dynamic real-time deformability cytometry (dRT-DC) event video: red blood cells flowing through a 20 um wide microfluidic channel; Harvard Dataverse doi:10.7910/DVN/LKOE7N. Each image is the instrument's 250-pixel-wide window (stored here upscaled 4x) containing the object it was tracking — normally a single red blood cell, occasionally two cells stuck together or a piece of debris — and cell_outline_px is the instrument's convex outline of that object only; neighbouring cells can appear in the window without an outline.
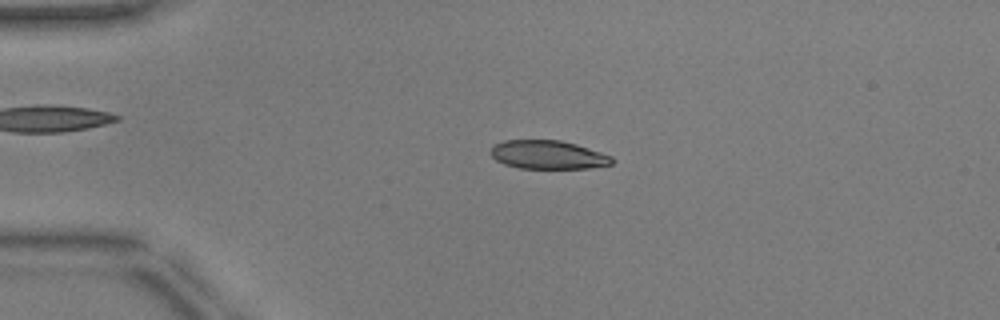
{"species": "common noctule bat (a hibernating species)", "species_latin": "Nyctalus noctula", "temperature_condition": "warm", "stored_images_in_passage": 50, "camera_frame_rate_fps": 3000, "um_per_image_px": 0.085, "animal": {"sex": "male", "body_mass_g": 17.9, "forearm_length_mm": 54.2}, "frame": {"image": 1, "passage_image": 11, "time_ms": 3.333, "image_size_px": [1000, 320], "cell_outline_px": [[616, 160], [612, 164], [588, 168], [520, 168], [504, 164], [496, 160], [488, 152], [492, 144], [504, 140], [560, 140], [576, 144], [612, 156]], "centroid_in_image_um": [46.54, 13.15], "position_along_channel_um": 38.5, "area_um2": 20.35}}
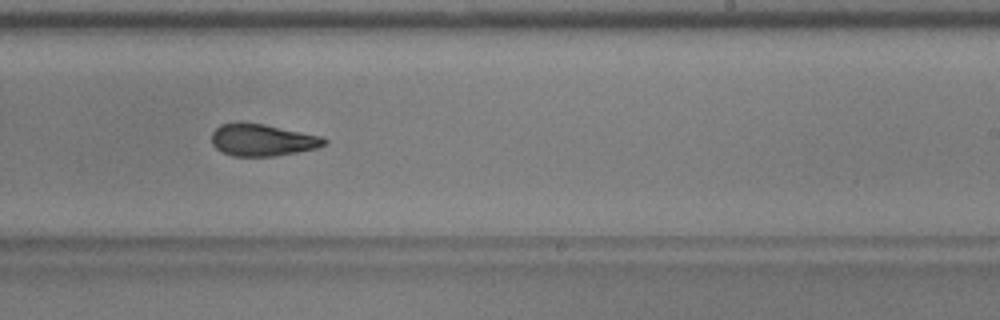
{"frame": {"image": 2, "passage_image": 31, "time_ms": 10.0, "image_size_px": [1000, 320], "cell_outline_px": [[328, 144], [316, 148], [276, 156], [232, 156], [216, 148], [212, 144], [212, 132], [220, 124], [240, 120], [264, 124], [324, 136], [328, 140]], "centroid_in_image_um": [22.31, 11.87], "position_along_channel_um": 266.7, "area_um2": 21.44}}
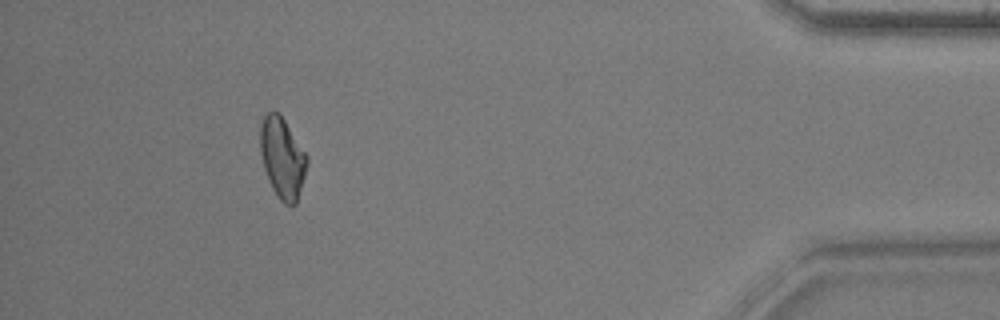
{"frame": {"image": 3, "passage_image": 46, "time_ms": 15.0, "image_size_px": [1000, 320], "cell_outline_px": [[308, 164], [296, 204], [292, 208], [284, 204], [280, 200], [272, 188], [264, 168], [260, 152], [260, 124], [264, 116], [272, 108], [280, 112], [308, 156]], "centroid_in_image_um": [24.0, 13.39], "position_along_channel_um": 411.2, "area_um2": 22.37}, "authors_computed_cell_mechanics": {"area_um2": 21.386, "velocity_mm_per_s": 3.9604, "shape_relaxation_time_tau1_ms": 5.5662, "shape_relaxation_time_tau2_ms": 2.2285, "deformation_change_tau1": 0.1799, "deformation_change_tau2": 0.0803}}